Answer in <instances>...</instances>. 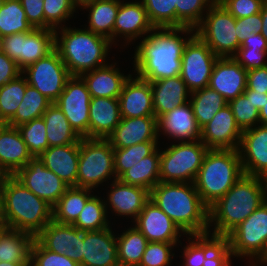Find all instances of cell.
<instances>
[{"instance_id": "1", "label": "cell", "mask_w": 267, "mask_h": 266, "mask_svg": "<svg viewBox=\"0 0 267 266\" xmlns=\"http://www.w3.org/2000/svg\"><path fill=\"white\" fill-rule=\"evenodd\" d=\"M183 34L186 37L180 36ZM194 34L195 30L189 27L154 28L136 46V75L148 82L179 76L184 47Z\"/></svg>"}, {"instance_id": "2", "label": "cell", "mask_w": 267, "mask_h": 266, "mask_svg": "<svg viewBox=\"0 0 267 266\" xmlns=\"http://www.w3.org/2000/svg\"><path fill=\"white\" fill-rule=\"evenodd\" d=\"M265 201L267 179L243 174L223 197L209 207L208 232L224 239ZM211 226H214L212 233Z\"/></svg>"}, {"instance_id": "3", "label": "cell", "mask_w": 267, "mask_h": 266, "mask_svg": "<svg viewBox=\"0 0 267 266\" xmlns=\"http://www.w3.org/2000/svg\"><path fill=\"white\" fill-rule=\"evenodd\" d=\"M156 204L185 235L209 233V208L194 183L159 182L150 191Z\"/></svg>"}, {"instance_id": "4", "label": "cell", "mask_w": 267, "mask_h": 266, "mask_svg": "<svg viewBox=\"0 0 267 266\" xmlns=\"http://www.w3.org/2000/svg\"><path fill=\"white\" fill-rule=\"evenodd\" d=\"M2 219L7 228L25 231L36 237L51 221L52 209L14 176L1 182Z\"/></svg>"}, {"instance_id": "5", "label": "cell", "mask_w": 267, "mask_h": 266, "mask_svg": "<svg viewBox=\"0 0 267 266\" xmlns=\"http://www.w3.org/2000/svg\"><path fill=\"white\" fill-rule=\"evenodd\" d=\"M86 27L76 29L64 26L55 30V50L71 76H81L108 64L106 58L113 44L108 38Z\"/></svg>"}, {"instance_id": "6", "label": "cell", "mask_w": 267, "mask_h": 266, "mask_svg": "<svg viewBox=\"0 0 267 266\" xmlns=\"http://www.w3.org/2000/svg\"><path fill=\"white\" fill-rule=\"evenodd\" d=\"M243 174L238 149H209L193 183L202 202L209 208Z\"/></svg>"}, {"instance_id": "7", "label": "cell", "mask_w": 267, "mask_h": 266, "mask_svg": "<svg viewBox=\"0 0 267 266\" xmlns=\"http://www.w3.org/2000/svg\"><path fill=\"white\" fill-rule=\"evenodd\" d=\"M225 259L231 266V258L250 259L257 263L267 250V201L256 209L224 238ZM252 260V261H251Z\"/></svg>"}, {"instance_id": "8", "label": "cell", "mask_w": 267, "mask_h": 266, "mask_svg": "<svg viewBox=\"0 0 267 266\" xmlns=\"http://www.w3.org/2000/svg\"><path fill=\"white\" fill-rule=\"evenodd\" d=\"M116 180L114 148L107 139L82 138L79 141L77 187L95 189L103 182Z\"/></svg>"}, {"instance_id": "9", "label": "cell", "mask_w": 267, "mask_h": 266, "mask_svg": "<svg viewBox=\"0 0 267 266\" xmlns=\"http://www.w3.org/2000/svg\"><path fill=\"white\" fill-rule=\"evenodd\" d=\"M208 150L201 140L172 143L160 150V181L193 183Z\"/></svg>"}, {"instance_id": "10", "label": "cell", "mask_w": 267, "mask_h": 266, "mask_svg": "<svg viewBox=\"0 0 267 266\" xmlns=\"http://www.w3.org/2000/svg\"><path fill=\"white\" fill-rule=\"evenodd\" d=\"M236 18L216 1L206 12L195 33L218 57H233L241 44L235 31Z\"/></svg>"}, {"instance_id": "11", "label": "cell", "mask_w": 267, "mask_h": 266, "mask_svg": "<svg viewBox=\"0 0 267 266\" xmlns=\"http://www.w3.org/2000/svg\"><path fill=\"white\" fill-rule=\"evenodd\" d=\"M55 50V30L34 29L4 37L3 53L23 70Z\"/></svg>"}, {"instance_id": "12", "label": "cell", "mask_w": 267, "mask_h": 266, "mask_svg": "<svg viewBox=\"0 0 267 266\" xmlns=\"http://www.w3.org/2000/svg\"><path fill=\"white\" fill-rule=\"evenodd\" d=\"M218 58L196 33L187 41L181 58L180 77L190 92L209 86Z\"/></svg>"}, {"instance_id": "13", "label": "cell", "mask_w": 267, "mask_h": 266, "mask_svg": "<svg viewBox=\"0 0 267 266\" xmlns=\"http://www.w3.org/2000/svg\"><path fill=\"white\" fill-rule=\"evenodd\" d=\"M21 74L26 78L28 85L36 88L52 103L59 98L66 81L71 77L56 50L25 67Z\"/></svg>"}, {"instance_id": "14", "label": "cell", "mask_w": 267, "mask_h": 266, "mask_svg": "<svg viewBox=\"0 0 267 266\" xmlns=\"http://www.w3.org/2000/svg\"><path fill=\"white\" fill-rule=\"evenodd\" d=\"M91 95L80 76H71L63 92L54 102L81 138H89V106Z\"/></svg>"}, {"instance_id": "15", "label": "cell", "mask_w": 267, "mask_h": 266, "mask_svg": "<svg viewBox=\"0 0 267 266\" xmlns=\"http://www.w3.org/2000/svg\"><path fill=\"white\" fill-rule=\"evenodd\" d=\"M14 177L52 207L69 187L60 177L45 167L39 156L32 157Z\"/></svg>"}, {"instance_id": "16", "label": "cell", "mask_w": 267, "mask_h": 266, "mask_svg": "<svg viewBox=\"0 0 267 266\" xmlns=\"http://www.w3.org/2000/svg\"><path fill=\"white\" fill-rule=\"evenodd\" d=\"M47 250L80 263L83 259V231L53 220L35 237Z\"/></svg>"}, {"instance_id": "17", "label": "cell", "mask_w": 267, "mask_h": 266, "mask_svg": "<svg viewBox=\"0 0 267 266\" xmlns=\"http://www.w3.org/2000/svg\"><path fill=\"white\" fill-rule=\"evenodd\" d=\"M238 150L243 173L267 179V125L242 131Z\"/></svg>"}, {"instance_id": "18", "label": "cell", "mask_w": 267, "mask_h": 266, "mask_svg": "<svg viewBox=\"0 0 267 266\" xmlns=\"http://www.w3.org/2000/svg\"><path fill=\"white\" fill-rule=\"evenodd\" d=\"M135 226L149 242L180 243L185 235L177 225L150 199L134 221Z\"/></svg>"}, {"instance_id": "19", "label": "cell", "mask_w": 267, "mask_h": 266, "mask_svg": "<svg viewBox=\"0 0 267 266\" xmlns=\"http://www.w3.org/2000/svg\"><path fill=\"white\" fill-rule=\"evenodd\" d=\"M242 131L227 104L201 128V141L208 149H239Z\"/></svg>"}, {"instance_id": "20", "label": "cell", "mask_w": 267, "mask_h": 266, "mask_svg": "<svg viewBox=\"0 0 267 266\" xmlns=\"http://www.w3.org/2000/svg\"><path fill=\"white\" fill-rule=\"evenodd\" d=\"M186 237L189 243L183 247V266H228L223 238L210 233Z\"/></svg>"}, {"instance_id": "21", "label": "cell", "mask_w": 267, "mask_h": 266, "mask_svg": "<svg viewBox=\"0 0 267 266\" xmlns=\"http://www.w3.org/2000/svg\"><path fill=\"white\" fill-rule=\"evenodd\" d=\"M153 29L154 26L150 23L141 1L121 2L113 29V45H117L118 36L129 45L138 38L151 33Z\"/></svg>"}, {"instance_id": "22", "label": "cell", "mask_w": 267, "mask_h": 266, "mask_svg": "<svg viewBox=\"0 0 267 266\" xmlns=\"http://www.w3.org/2000/svg\"><path fill=\"white\" fill-rule=\"evenodd\" d=\"M83 259L80 266H120L116 233L112 227L83 232Z\"/></svg>"}, {"instance_id": "23", "label": "cell", "mask_w": 267, "mask_h": 266, "mask_svg": "<svg viewBox=\"0 0 267 266\" xmlns=\"http://www.w3.org/2000/svg\"><path fill=\"white\" fill-rule=\"evenodd\" d=\"M158 136L161 134L178 143L201 139V128L194 116L190 102L175 107L157 119Z\"/></svg>"}, {"instance_id": "24", "label": "cell", "mask_w": 267, "mask_h": 266, "mask_svg": "<svg viewBox=\"0 0 267 266\" xmlns=\"http://www.w3.org/2000/svg\"><path fill=\"white\" fill-rule=\"evenodd\" d=\"M209 87L229 102L246 90L247 70L233 57H219L214 64Z\"/></svg>"}, {"instance_id": "25", "label": "cell", "mask_w": 267, "mask_h": 266, "mask_svg": "<svg viewBox=\"0 0 267 266\" xmlns=\"http://www.w3.org/2000/svg\"><path fill=\"white\" fill-rule=\"evenodd\" d=\"M107 198L104 200L107 214L109 207L117 216L130 217L134 221L150 199V192L138 186L112 180ZM114 211V212H113Z\"/></svg>"}, {"instance_id": "26", "label": "cell", "mask_w": 267, "mask_h": 266, "mask_svg": "<svg viewBox=\"0 0 267 266\" xmlns=\"http://www.w3.org/2000/svg\"><path fill=\"white\" fill-rule=\"evenodd\" d=\"M107 140L113 148H126L143 142H160L157 118L155 116L122 117Z\"/></svg>"}, {"instance_id": "27", "label": "cell", "mask_w": 267, "mask_h": 266, "mask_svg": "<svg viewBox=\"0 0 267 266\" xmlns=\"http://www.w3.org/2000/svg\"><path fill=\"white\" fill-rule=\"evenodd\" d=\"M118 99L122 117L155 116L151 83L136 74L126 80Z\"/></svg>"}, {"instance_id": "28", "label": "cell", "mask_w": 267, "mask_h": 266, "mask_svg": "<svg viewBox=\"0 0 267 266\" xmlns=\"http://www.w3.org/2000/svg\"><path fill=\"white\" fill-rule=\"evenodd\" d=\"M32 157L19 129L0 124V171L5 176H14Z\"/></svg>"}, {"instance_id": "29", "label": "cell", "mask_w": 267, "mask_h": 266, "mask_svg": "<svg viewBox=\"0 0 267 266\" xmlns=\"http://www.w3.org/2000/svg\"><path fill=\"white\" fill-rule=\"evenodd\" d=\"M122 119L118 98L91 97L89 138L107 139Z\"/></svg>"}, {"instance_id": "30", "label": "cell", "mask_w": 267, "mask_h": 266, "mask_svg": "<svg viewBox=\"0 0 267 266\" xmlns=\"http://www.w3.org/2000/svg\"><path fill=\"white\" fill-rule=\"evenodd\" d=\"M39 158L44 162L47 169L54 172L69 187H77L79 142L48 147Z\"/></svg>"}, {"instance_id": "31", "label": "cell", "mask_w": 267, "mask_h": 266, "mask_svg": "<svg viewBox=\"0 0 267 266\" xmlns=\"http://www.w3.org/2000/svg\"><path fill=\"white\" fill-rule=\"evenodd\" d=\"M116 64L108 63L80 76L91 97L119 98L123 85L131 74L124 75Z\"/></svg>"}, {"instance_id": "32", "label": "cell", "mask_w": 267, "mask_h": 266, "mask_svg": "<svg viewBox=\"0 0 267 266\" xmlns=\"http://www.w3.org/2000/svg\"><path fill=\"white\" fill-rule=\"evenodd\" d=\"M151 83L153 108L158 119L163 114L189 102L190 91L180 75L156 80Z\"/></svg>"}, {"instance_id": "33", "label": "cell", "mask_w": 267, "mask_h": 266, "mask_svg": "<svg viewBox=\"0 0 267 266\" xmlns=\"http://www.w3.org/2000/svg\"><path fill=\"white\" fill-rule=\"evenodd\" d=\"M34 239L29 232L5 227L0 233V262L30 263Z\"/></svg>"}, {"instance_id": "34", "label": "cell", "mask_w": 267, "mask_h": 266, "mask_svg": "<svg viewBox=\"0 0 267 266\" xmlns=\"http://www.w3.org/2000/svg\"><path fill=\"white\" fill-rule=\"evenodd\" d=\"M92 189L70 186L52 209V220L60 224L73 225L93 195Z\"/></svg>"}, {"instance_id": "35", "label": "cell", "mask_w": 267, "mask_h": 266, "mask_svg": "<svg viewBox=\"0 0 267 266\" xmlns=\"http://www.w3.org/2000/svg\"><path fill=\"white\" fill-rule=\"evenodd\" d=\"M121 182L142 187L149 192L160 182V149L126 170L119 178Z\"/></svg>"}, {"instance_id": "36", "label": "cell", "mask_w": 267, "mask_h": 266, "mask_svg": "<svg viewBox=\"0 0 267 266\" xmlns=\"http://www.w3.org/2000/svg\"><path fill=\"white\" fill-rule=\"evenodd\" d=\"M49 147L75 144L82 138L71 127L66 116L56 105L52 103L42 115Z\"/></svg>"}, {"instance_id": "37", "label": "cell", "mask_w": 267, "mask_h": 266, "mask_svg": "<svg viewBox=\"0 0 267 266\" xmlns=\"http://www.w3.org/2000/svg\"><path fill=\"white\" fill-rule=\"evenodd\" d=\"M119 5V2L113 0H97L85 6L83 9L89 11V25L86 29L108 38L113 44V29Z\"/></svg>"}, {"instance_id": "38", "label": "cell", "mask_w": 267, "mask_h": 266, "mask_svg": "<svg viewBox=\"0 0 267 266\" xmlns=\"http://www.w3.org/2000/svg\"><path fill=\"white\" fill-rule=\"evenodd\" d=\"M123 231L116 235L119 265L139 266L149 241L134 225Z\"/></svg>"}, {"instance_id": "39", "label": "cell", "mask_w": 267, "mask_h": 266, "mask_svg": "<svg viewBox=\"0 0 267 266\" xmlns=\"http://www.w3.org/2000/svg\"><path fill=\"white\" fill-rule=\"evenodd\" d=\"M189 102L200 128L209 123L228 101L209 86L190 93Z\"/></svg>"}, {"instance_id": "40", "label": "cell", "mask_w": 267, "mask_h": 266, "mask_svg": "<svg viewBox=\"0 0 267 266\" xmlns=\"http://www.w3.org/2000/svg\"><path fill=\"white\" fill-rule=\"evenodd\" d=\"M51 104V100L42 95L36 88L27 85L22 102L7 125L18 127L33 119L40 118Z\"/></svg>"}, {"instance_id": "41", "label": "cell", "mask_w": 267, "mask_h": 266, "mask_svg": "<svg viewBox=\"0 0 267 266\" xmlns=\"http://www.w3.org/2000/svg\"><path fill=\"white\" fill-rule=\"evenodd\" d=\"M108 217L104 199L93 192L73 225L83 232L106 229L111 225Z\"/></svg>"}, {"instance_id": "42", "label": "cell", "mask_w": 267, "mask_h": 266, "mask_svg": "<svg viewBox=\"0 0 267 266\" xmlns=\"http://www.w3.org/2000/svg\"><path fill=\"white\" fill-rule=\"evenodd\" d=\"M35 28L28 22L20 0H5L0 9V35L3 37Z\"/></svg>"}, {"instance_id": "43", "label": "cell", "mask_w": 267, "mask_h": 266, "mask_svg": "<svg viewBox=\"0 0 267 266\" xmlns=\"http://www.w3.org/2000/svg\"><path fill=\"white\" fill-rule=\"evenodd\" d=\"M28 85L21 74L0 87V124H7L17 112Z\"/></svg>"}, {"instance_id": "44", "label": "cell", "mask_w": 267, "mask_h": 266, "mask_svg": "<svg viewBox=\"0 0 267 266\" xmlns=\"http://www.w3.org/2000/svg\"><path fill=\"white\" fill-rule=\"evenodd\" d=\"M217 0H175L176 27L196 29ZM205 13V14H204Z\"/></svg>"}, {"instance_id": "45", "label": "cell", "mask_w": 267, "mask_h": 266, "mask_svg": "<svg viewBox=\"0 0 267 266\" xmlns=\"http://www.w3.org/2000/svg\"><path fill=\"white\" fill-rule=\"evenodd\" d=\"M158 143L143 142L126 148H114V171L116 179L142 158L152 154L159 147Z\"/></svg>"}, {"instance_id": "46", "label": "cell", "mask_w": 267, "mask_h": 266, "mask_svg": "<svg viewBox=\"0 0 267 266\" xmlns=\"http://www.w3.org/2000/svg\"><path fill=\"white\" fill-rule=\"evenodd\" d=\"M17 128L33 157L40 156L49 147L43 117L21 124Z\"/></svg>"}, {"instance_id": "47", "label": "cell", "mask_w": 267, "mask_h": 266, "mask_svg": "<svg viewBox=\"0 0 267 266\" xmlns=\"http://www.w3.org/2000/svg\"><path fill=\"white\" fill-rule=\"evenodd\" d=\"M154 28L176 27L175 0H141Z\"/></svg>"}, {"instance_id": "48", "label": "cell", "mask_w": 267, "mask_h": 266, "mask_svg": "<svg viewBox=\"0 0 267 266\" xmlns=\"http://www.w3.org/2000/svg\"><path fill=\"white\" fill-rule=\"evenodd\" d=\"M228 105L231 107L235 122L241 131L260 124L259 109L253 105L250 98H247L244 93L230 100Z\"/></svg>"}, {"instance_id": "49", "label": "cell", "mask_w": 267, "mask_h": 266, "mask_svg": "<svg viewBox=\"0 0 267 266\" xmlns=\"http://www.w3.org/2000/svg\"><path fill=\"white\" fill-rule=\"evenodd\" d=\"M45 15V29H59L64 27L66 20L74 16L76 8L71 0H43ZM63 25V26H62Z\"/></svg>"}, {"instance_id": "50", "label": "cell", "mask_w": 267, "mask_h": 266, "mask_svg": "<svg viewBox=\"0 0 267 266\" xmlns=\"http://www.w3.org/2000/svg\"><path fill=\"white\" fill-rule=\"evenodd\" d=\"M30 266H80L63 254L47 250L36 238L30 250Z\"/></svg>"}, {"instance_id": "51", "label": "cell", "mask_w": 267, "mask_h": 266, "mask_svg": "<svg viewBox=\"0 0 267 266\" xmlns=\"http://www.w3.org/2000/svg\"><path fill=\"white\" fill-rule=\"evenodd\" d=\"M179 243L149 242L142 256L139 266H169L174 253V246Z\"/></svg>"}, {"instance_id": "52", "label": "cell", "mask_w": 267, "mask_h": 266, "mask_svg": "<svg viewBox=\"0 0 267 266\" xmlns=\"http://www.w3.org/2000/svg\"><path fill=\"white\" fill-rule=\"evenodd\" d=\"M236 19L261 12L266 0H217Z\"/></svg>"}, {"instance_id": "53", "label": "cell", "mask_w": 267, "mask_h": 266, "mask_svg": "<svg viewBox=\"0 0 267 266\" xmlns=\"http://www.w3.org/2000/svg\"><path fill=\"white\" fill-rule=\"evenodd\" d=\"M267 49L239 48L233 58L247 71L267 66Z\"/></svg>"}, {"instance_id": "54", "label": "cell", "mask_w": 267, "mask_h": 266, "mask_svg": "<svg viewBox=\"0 0 267 266\" xmlns=\"http://www.w3.org/2000/svg\"><path fill=\"white\" fill-rule=\"evenodd\" d=\"M262 18L261 13H256L247 17L236 19L235 31L238 42H242L251 36V33H261Z\"/></svg>"}, {"instance_id": "55", "label": "cell", "mask_w": 267, "mask_h": 266, "mask_svg": "<svg viewBox=\"0 0 267 266\" xmlns=\"http://www.w3.org/2000/svg\"><path fill=\"white\" fill-rule=\"evenodd\" d=\"M28 22L35 29H45L43 0H20Z\"/></svg>"}, {"instance_id": "56", "label": "cell", "mask_w": 267, "mask_h": 266, "mask_svg": "<svg viewBox=\"0 0 267 266\" xmlns=\"http://www.w3.org/2000/svg\"><path fill=\"white\" fill-rule=\"evenodd\" d=\"M22 70L5 53L0 54V87L21 75Z\"/></svg>"}, {"instance_id": "57", "label": "cell", "mask_w": 267, "mask_h": 266, "mask_svg": "<svg viewBox=\"0 0 267 266\" xmlns=\"http://www.w3.org/2000/svg\"><path fill=\"white\" fill-rule=\"evenodd\" d=\"M247 88L267 94V66L247 71Z\"/></svg>"}, {"instance_id": "58", "label": "cell", "mask_w": 267, "mask_h": 266, "mask_svg": "<svg viewBox=\"0 0 267 266\" xmlns=\"http://www.w3.org/2000/svg\"><path fill=\"white\" fill-rule=\"evenodd\" d=\"M239 48L267 49V40L261 33H251V36L245 39Z\"/></svg>"}, {"instance_id": "59", "label": "cell", "mask_w": 267, "mask_h": 266, "mask_svg": "<svg viewBox=\"0 0 267 266\" xmlns=\"http://www.w3.org/2000/svg\"><path fill=\"white\" fill-rule=\"evenodd\" d=\"M244 94L247 98H250L251 102L257 109H261L267 101V94L260 93L254 90H250L246 87Z\"/></svg>"}, {"instance_id": "60", "label": "cell", "mask_w": 267, "mask_h": 266, "mask_svg": "<svg viewBox=\"0 0 267 266\" xmlns=\"http://www.w3.org/2000/svg\"><path fill=\"white\" fill-rule=\"evenodd\" d=\"M260 13L262 18L261 34L267 40V0L263 3Z\"/></svg>"}, {"instance_id": "61", "label": "cell", "mask_w": 267, "mask_h": 266, "mask_svg": "<svg viewBox=\"0 0 267 266\" xmlns=\"http://www.w3.org/2000/svg\"><path fill=\"white\" fill-rule=\"evenodd\" d=\"M73 6L78 9H83L85 6L97 1V0H71Z\"/></svg>"}, {"instance_id": "62", "label": "cell", "mask_w": 267, "mask_h": 266, "mask_svg": "<svg viewBox=\"0 0 267 266\" xmlns=\"http://www.w3.org/2000/svg\"><path fill=\"white\" fill-rule=\"evenodd\" d=\"M260 124L267 125V101L259 110Z\"/></svg>"}, {"instance_id": "63", "label": "cell", "mask_w": 267, "mask_h": 266, "mask_svg": "<svg viewBox=\"0 0 267 266\" xmlns=\"http://www.w3.org/2000/svg\"><path fill=\"white\" fill-rule=\"evenodd\" d=\"M0 266H30V263L0 262Z\"/></svg>"}, {"instance_id": "64", "label": "cell", "mask_w": 267, "mask_h": 266, "mask_svg": "<svg viewBox=\"0 0 267 266\" xmlns=\"http://www.w3.org/2000/svg\"><path fill=\"white\" fill-rule=\"evenodd\" d=\"M258 264H266L267 265V250L265 252V255L257 262Z\"/></svg>"}, {"instance_id": "65", "label": "cell", "mask_w": 267, "mask_h": 266, "mask_svg": "<svg viewBox=\"0 0 267 266\" xmlns=\"http://www.w3.org/2000/svg\"><path fill=\"white\" fill-rule=\"evenodd\" d=\"M3 42H4V37L0 35V54L3 53Z\"/></svg>"}, {"instance_id": "66", "label": "cell", "mask_w": 267, "mask_h": 266, "mask_svg": "<svg viewBox=\"0 0 267 266\" xmlns=\"http://www.w3.org/2000/svg\"><path fill=\"white\" fill-rule=\"evenodd\" d=\"M0 223H3V219H2L1 189H0Z\"/></svg>"}, {"instance_id": "67", "label": "cell", "mask_w": 267, "mask_h": 266, "mask_svg": "<svg viewBox=\"0 0 267 266\" xmlns=\"http://www.w3.org/2000/svg\"><path fill=\"white\" fill-rule=\"evenodd\" d=\"M5 175L0 171V186H1V182H2V179Z\"/></svg>"}, {"instance_id": "68", "label": "cell", "mask_w": 267, "mask_h": 266, "mask_svg": "<svg viewBox=\"0 0 267 266\" xmlns=\"http://www.w3.org/2000/svg\"><path fill=\"white\" fill-rule=\"evenodd\" d=\"M6 226L3 223H0V233Z\"/></svg>"}, {"instance_id": "69", "label": "cell", "mask_w": 267, "mask_h": 266, "mask_svg": "<svg viewBox=\"0 0 267 266\" xmlns=\"http://www.w3.org/2000/svg\"><path fill=\"white\" fill-rule=\"evenodd\" d=\"M250 265L249 266H260V264L258 265V263H249Z\"/></svg>"}, {"instance_id": "70", "label": "cell", "mask_w": 267, "mask_h": 266, "mask_svg": "<svg viewBox=\"0 0 267 266\" xmlns=\"http://www.w3.org/2000/svg\"><path fill=\"white\" fill-rule=\"evenodd\" d=\"M4 1L5 0H0V9H1L2 5L4 4Z\"/></svg>"}, {"instance_id": "71", "label": "cell", "mask_w": 267, "mask_h": 266, "mask_svg": "<svg viewBox=\"0 0 267 266\" xmlns=\"http://www.w3.org/2000/svg\"><path fill=\"white\" fill-rule=\"evenodd\" d=\"M113 1H116V2H119V3L124 2V0L123 1H121V0H113Z\"/></svg>"}]
</instances>
